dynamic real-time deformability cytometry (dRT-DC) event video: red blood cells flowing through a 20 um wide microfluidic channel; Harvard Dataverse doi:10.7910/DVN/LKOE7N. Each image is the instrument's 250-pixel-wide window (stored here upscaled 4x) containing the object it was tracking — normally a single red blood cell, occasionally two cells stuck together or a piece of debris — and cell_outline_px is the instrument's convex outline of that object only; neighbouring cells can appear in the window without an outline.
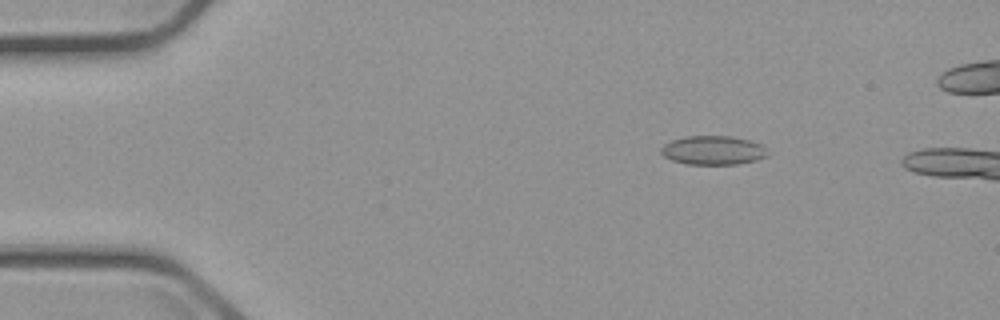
{"species": "common noctule bat (a hibernating species)", "species_latin": "Nyctalus noctula", "temperature_condition": "cold", "stored_images_in_passage": 4, "camera_frame_rate_fps": 3000, "um_per_image_px": 0.085, "animal": {"sex": "male", "body_mass_g": 23.1, "forearm_length_mm": 52.7}, "frame": {"image": 1, "passage_image": 2, "time_ms": 2.0, "image_size_px": [1000, 320], "cell_outline_px": [[768, 156], [756, 160], [736, 164], [688, 164], [672, 160], [664, 156], [660, 152], [660, 148], [664, 144], [672, 140], [684, 136], [732, 136], [748, 140], [760, 144], [764, 148]], "centroid_in_image_um": [60.58, 12.77], "position_along_channel_um": 24.4, "area_um2": 17.86}}